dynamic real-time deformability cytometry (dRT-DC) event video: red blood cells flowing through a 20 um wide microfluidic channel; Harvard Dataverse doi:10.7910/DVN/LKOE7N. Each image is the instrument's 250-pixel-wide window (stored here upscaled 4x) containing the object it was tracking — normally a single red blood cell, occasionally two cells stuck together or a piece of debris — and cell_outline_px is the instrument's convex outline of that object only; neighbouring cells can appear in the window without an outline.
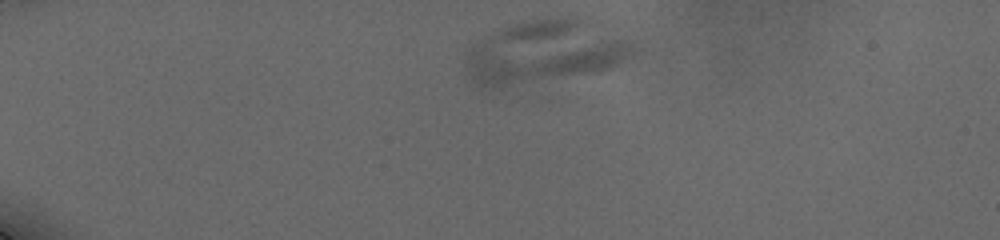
{"species": "human", "species_latin": "Homo sapiens", "temperature_condition": "cold", "stored_images_in_passage": 23, "camera_frame_rate_fps": 3000, "um_per_image_px": 0.085, "donor": {"sex": "male"}, "frame": {"image": 1, "passage_image": 1, "time_ms": 0.0, "image_size_px": [1000, 240], "cell_outline_px": [[644, 48], [640, 56], [624, 64], [612, 68], [500, 88], [480, 88], [472, 80], [468, 72], [464, 52], [476, 40], [500, 28], [532, 20], [576, 20], [628, 36], [640, 40]], "centroid_in_image_um": [46.43, 4.46], "position_along_channel_um": 38.6, "area_um2": 61.96}}